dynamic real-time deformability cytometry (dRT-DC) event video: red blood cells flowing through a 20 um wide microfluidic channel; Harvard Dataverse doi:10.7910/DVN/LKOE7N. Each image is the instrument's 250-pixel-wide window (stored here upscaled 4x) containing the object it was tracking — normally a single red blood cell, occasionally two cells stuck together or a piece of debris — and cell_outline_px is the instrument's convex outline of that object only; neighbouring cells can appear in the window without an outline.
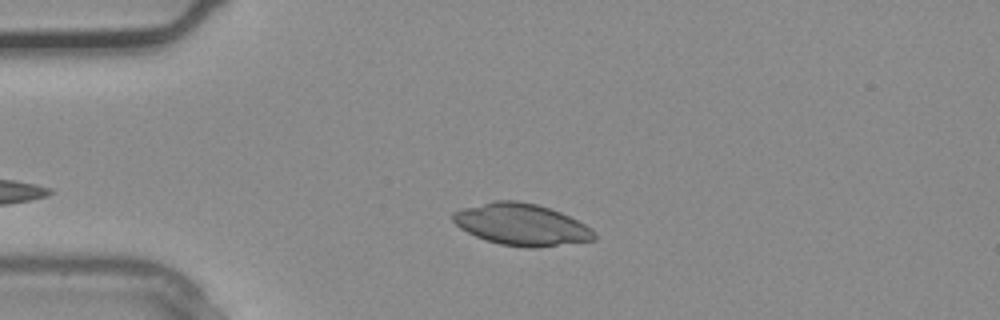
{"species": "common noctule bat (a hibernating species)", "species_latin": "Nyctalus noctula", "temperature_condition": "warm", "stored_images_in_passage": 2, "camera_frame_rate_fps": 3000, "um_per_image_px": 0.085, "animal": {"sex": "male", "body_mass_g": 20.4}, "frame": {"image": 1, "passage_image": 2, "time_ms": 0.333, "image_size_px": [1000, 320], "cell_outline_px": [[596, 240], [540, 248], [528, 248], [500, 244], [484, 240], [460, 228], [452, 220], [452, 212], [460, 208], [496, 200], [516, 200], [536, 204], [560, 212], [592, 228], [596, 232]], "centroid_in_image_um": [44.32, 19.09], "position_along_channel_um": 40.7, "area_um2": 34.62}}